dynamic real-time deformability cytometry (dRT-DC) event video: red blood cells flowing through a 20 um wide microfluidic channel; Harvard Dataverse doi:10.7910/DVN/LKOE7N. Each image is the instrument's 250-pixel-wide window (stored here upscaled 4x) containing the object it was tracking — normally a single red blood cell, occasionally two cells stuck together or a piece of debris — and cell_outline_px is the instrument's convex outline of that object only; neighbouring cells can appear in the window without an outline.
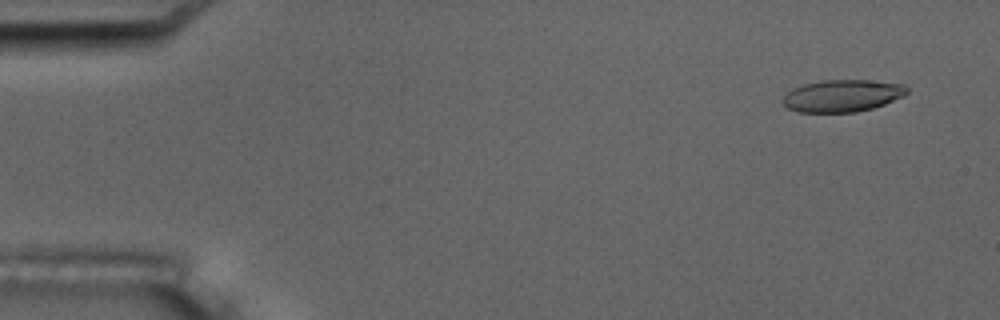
{"species": "common noctule bat (a hibernating species)", "species_latin": "Nyctalus noctula", "temperature_condition": "room temperature", "stored_images_in_passage": 6, "camera_frame_rate_fps": 3000, "um_per_image_px": 0.085, "animal": {"sex": "male", "body_mass_g": 17.5, "forearm_length_mm": 52.3}, "frame": {"image": 1, "passage_image": 1, "time_ms": 0.0, "image_size_px": [1000, 320], "cell_outline_px": [[908, 92], [904, 96], [884, 104], [872, 108], [856, 112], [796, 112], [788, 108], [780, 100], [792, 88], [804, 84], [824, 80], [868, 80], [904, 84], [908, 88]], "centroid_in_image_um": [71.59, 8.14], "position_along_channel_um": 13.4, "area_um2": 23.29}}